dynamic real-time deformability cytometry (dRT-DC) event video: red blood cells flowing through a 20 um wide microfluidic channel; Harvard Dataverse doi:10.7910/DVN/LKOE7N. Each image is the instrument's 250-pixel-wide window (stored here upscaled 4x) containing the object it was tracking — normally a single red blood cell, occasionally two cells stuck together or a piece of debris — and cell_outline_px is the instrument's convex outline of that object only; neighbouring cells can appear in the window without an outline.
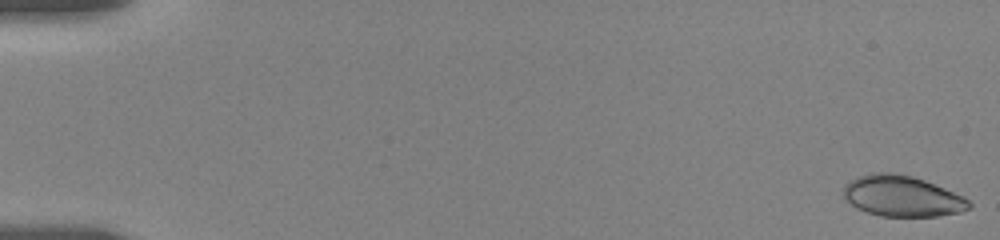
{"species": "human", "species_latin": "Homo sapiens", "temperature_condition": "room temperature", "stored_images_in_passage": 13, "camera_frame_rate_fps": 3000, "um_per_image_px": 0.085, "donor": {"sex": "female"}, "frame": {"image": 1, "passage_image": 1, "time_ms": 0.0, "image_size_px": [1000, 240], "cell_outline_px": [[972, 208], [960, 212], [936, 216], [880, 216], [856, 208], [844, 200], [844, 184], [848, 180], [872, 172], [892, 172], [912, 176], [924, 180], [964, 196], [972, 204]], "centroid_in_image_um": [76.66, 16.66], "position_along_channel_um": 8.3, "area_um2": 30.06}}
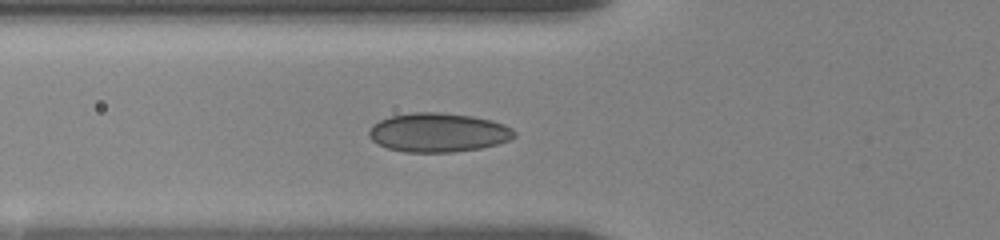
{"frame": {"image": 2, "passage_image": 11, "time_ms": 6.667, "image_size_px": [1000, 240], "cell_outline_px": [[516, 136], [508, 140], [496, 144], [480, 148], [452, 152], [404, 152], [388, 148], [376, 144], [368, 136], [368, 132], [372, 124], [380, 120], [392, 116], [412, 112], [440, 112], [472, 116], [492, 120], [504, 124], [512, 128], [516, 132]], "centroid_in_image_um": [37.23, 11.26], "position_along_channel_um": 88.6, "area_um2": 33.18}}
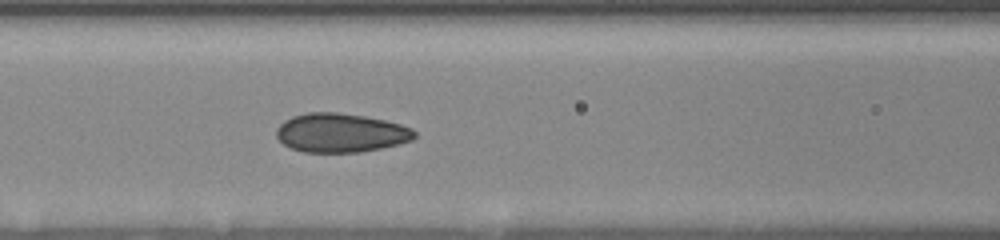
{"frame": {"image": 3, "passage_image": 13, "time_ms": 8.0, "image_size_px": [1000, 240], "cell_outline_px": [[416, 136], [412, 140], [400, 144], [360, 152], [304, 152], [292, 148], [284, 144], [276, 136], [276, 128], [284, 120], [292, 116], [308, 112], [336, 112], [364, 116], [384, 120], [400, 124], [412, 128], [416, 132]], "centroid_in_image_um": [28.96, 11.28], "position_along_channel_um": 137.6, "area_um2": 31.39}}